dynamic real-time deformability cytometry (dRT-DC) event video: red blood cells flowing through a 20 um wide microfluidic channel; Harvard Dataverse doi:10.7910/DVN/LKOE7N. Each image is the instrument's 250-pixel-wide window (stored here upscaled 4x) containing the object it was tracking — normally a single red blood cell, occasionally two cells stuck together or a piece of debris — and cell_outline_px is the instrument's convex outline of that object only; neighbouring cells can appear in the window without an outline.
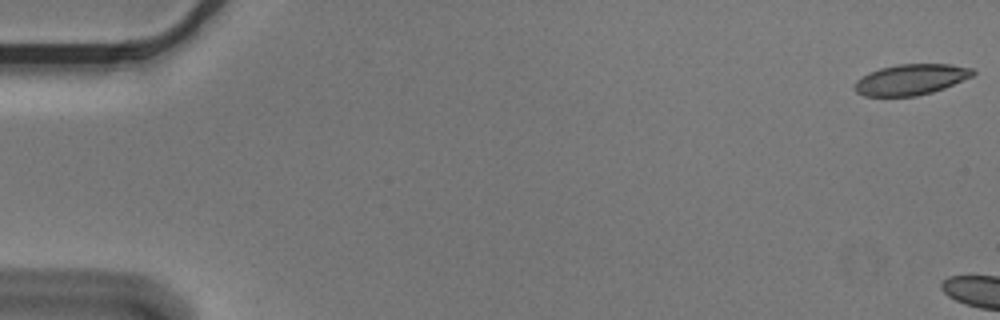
{"species": "Egyptian fruit bat (a non-hibernating species)", "species_latin": "Rousettus aegyptiacus", "temperature_condition": "cold", "stored_images_in_passage": 9, "camera_frame_rate_fps": 3000, "um_per_image_px": 0.085, "animal": {"sex": "male"}, "frame": {"image": 1, "passage_image": 1, "time_ms": 0.0, "image_size_px": [1000, 320], "cell_outline_px": [[976, 72], [972, 76], [944, 88], [932, 92], [916, 96], [864, 96], [856, 92], [856, 80], [868, 72], [880, 68], [896, 64], [952, 64], [972, 68]], "centroid_in_image_um": [77.43, 6.75], "position_along_channel_um": 7.6, "area_um2": 21.15}}
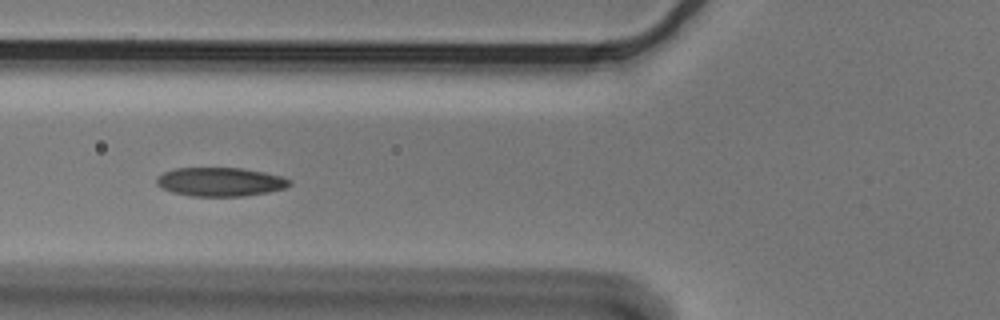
{"frame": {"image": 2, "passage_image": 8, "time_ms": 2.333, "image_size_px": [1000, 320], "cell_outline_px": [[292, 184], [284, 188], [268, 192], [244, 196], [192, 196], [172, 192], [156, 184], [156, 180], [164, 172], [176, 168], [240, 168], [264, 172], [280, 176], [292, 180]], "centroid_in_image_um": [18.75, 15.46], "position_along_channel_um": 107.1, "area_um2": 22.14}}
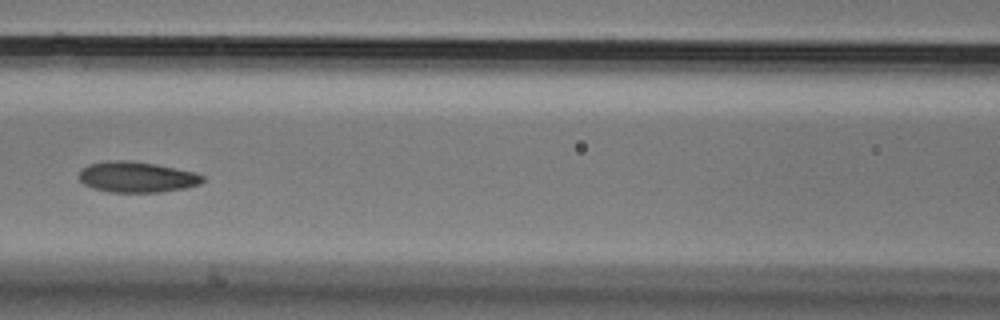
{"frame": {"image": 3, "passage_image": 9, "time_ms": 2.667, "image_size_px": [1000, 320], "cell_outline_px": [[204, 180], [200, 184], [184, 188], [160, 192], [108, 192], [92, 188], [84, 184], [80, 180], [80, 168], [88, 164], [108, 160], [128, 160], [156, 164], [196, 172], [204, 176]], "centroid_in_image_um": [11.62, 15.04], "position_along_channel_um": 155.0, "area_um2": 22.31}}